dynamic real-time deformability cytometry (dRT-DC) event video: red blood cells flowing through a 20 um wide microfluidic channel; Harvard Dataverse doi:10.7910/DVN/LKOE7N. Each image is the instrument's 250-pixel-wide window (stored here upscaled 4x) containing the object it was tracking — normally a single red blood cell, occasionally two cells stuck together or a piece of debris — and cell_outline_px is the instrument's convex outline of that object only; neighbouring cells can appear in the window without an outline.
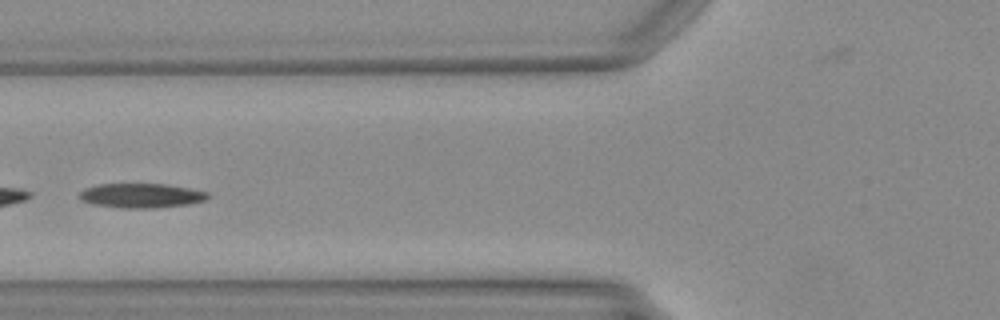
{"species": "Egyptian fruit bat (a non-hibernating species)", "species_latin": "Rousettus aegyptiacus", "temperature_condition": "warm", "stored_images_in_passage": 28, "camera_frame_rate_fps": 3000, "um_per_image_px": 0.085, "animal": {"sex": "female"}, "frame": {"image": 1, "passage_image": 5, "time_ms": 1.333, "image_size_px": [1000, 320], "cell_outline_px": [[208, 196], [204, 200], [188, 204], [156, 208], [120, 208], [92, 204], [80, 200], [80, 192], [84, 188], [100, 184], [164, 184], [188, 188], [208, 192]], "centroid_in_image_um": [11.96, 16.63], "position_along_channel_um": 113.8, "area_um2": 18.21}}